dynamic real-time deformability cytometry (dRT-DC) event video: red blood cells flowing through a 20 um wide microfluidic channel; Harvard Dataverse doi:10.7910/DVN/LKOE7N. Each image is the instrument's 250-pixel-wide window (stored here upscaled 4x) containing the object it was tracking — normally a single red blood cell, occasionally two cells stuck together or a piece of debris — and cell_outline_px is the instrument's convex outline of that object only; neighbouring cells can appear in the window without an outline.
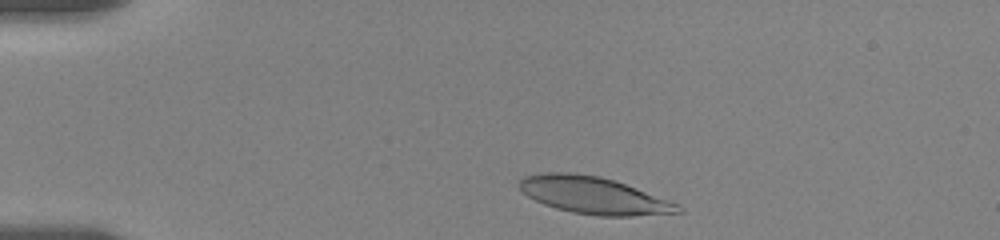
{"species": "human", "species_latin": "Homo sapiens", "temperature_condition": "room temperature", "stored_images_in_passage": 40, "camera_frame_rate_fps": 3000, "um_per_image_px": 0.085, "donor": {"sex": "female"}, "frame": {"image": 1, "passage_image": 3, "time_ms": 0.667, "image_size_px": [1000, 240], "cell_outline_px": [[684, 212], [632, 216], [600, 216], [572, 212], [556, 208], [544, 204], [528, 196], [520, 188], [520, 180], [524, 176], [544, 172], [572, 172], [600, 176], [636, 188], [680, 204], [684, 208]], "centroid_in_image_um": [50.49, 16.61], "position_along_channel_um": 34.5, "area_um2": 34.1}}
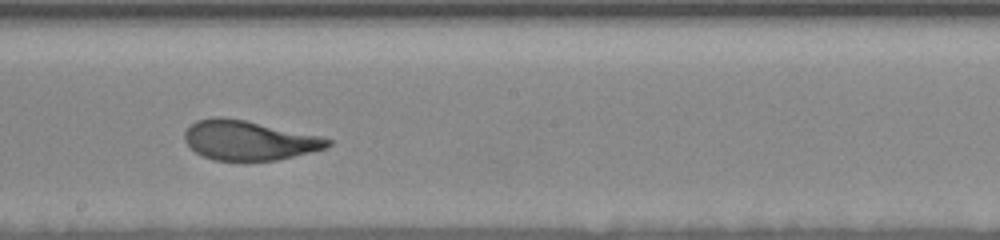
{"frame": {"image": 2, "passage_image": 24, "time_ms": 7.667, "image_size_px": [1000, 240], "cell_outline_px": [[332, 144], [324, 148], [276, 160], [212, 160], [196, 152], [184, 140], [184, 132], [196, 120], [216, 116], [220, 116], [244, 120], [320, 136], [332, 140]], "centroid_in_image_um": [21.12, 11.92], "position_along_channel_um": 227.1, "area_um2": 32.48}}
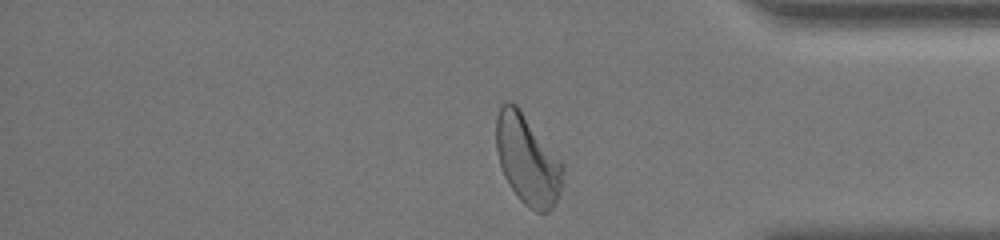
{"frame": {"image": 3, "passage_image": 39, "time_ms": 12.667, "image_size_px": [1000, 240], "cell_outline_px": [[564, 172], [560, 192], [552, 208], [548, 212], [536, 212], [528, 208], [520, 200], [508, 184], [504, 176], [500, 164], [496, 148], [496, 116], [500, 104], [504, 100], [508, 100], [516, 104], [520, 108], [564, 164]], "centroid_in_image_um": [44.82, 13.55], "position_along_channel_um": 390.4, "area_um2": 35.26}, "authors_computed_cell_mechanics": {"area_um2": 33.7841, "velocity_mm_per_s": 3.5231, "shape_relaxation_time_tau1_ms": 3.5423, "shape_relaxation_time_tau2_ms": 0.798, "deformation_change_tau1": 0.1855, "deformation_change_tau2": 0.0735}}